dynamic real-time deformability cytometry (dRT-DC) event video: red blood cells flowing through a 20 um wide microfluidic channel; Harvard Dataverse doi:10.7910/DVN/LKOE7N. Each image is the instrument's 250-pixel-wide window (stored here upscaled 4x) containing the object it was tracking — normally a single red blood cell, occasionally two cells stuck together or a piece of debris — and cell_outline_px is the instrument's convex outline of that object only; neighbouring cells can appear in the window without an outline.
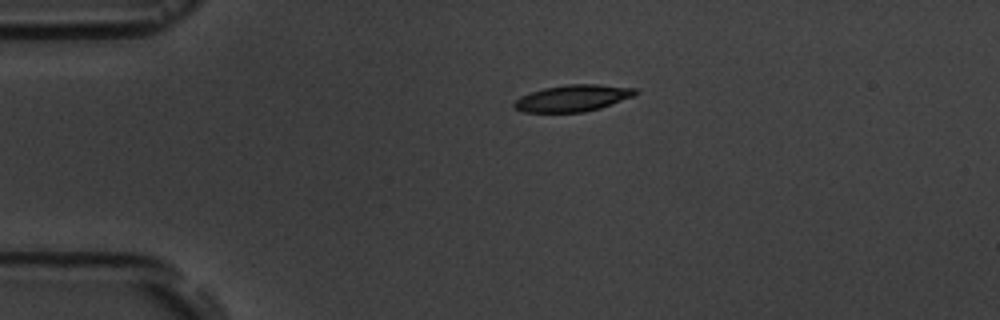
{"species": "common noctule bat (a hibernating species)", "species_latin": "Nyctalus noctula", "temperature_condition": "room temperature", "stored_images_in_passage": 2, "camera_frame_rate_fps": 3000, "um_per_image_px": 0.085, "animal": {"sex": "male", "body_mass_g": 19.5, "forearm_length_mm": 54.6}, "frame": {"image": 1, "passage_image": 1, "time_ms": 0.0, "image_size_px": [1000, 320], "cell_outline_px": [[640, 92], [632, 96], [600, 108], [584, 112], [524, 112], [516, 108], [512, 104], [520, 96], [544, 88], [568, 84], [596, 84], [636, 88]], "centroid_in_image_um": [48.69, 8.34], "position_along_channel_um": 36.3, "area_um2": 18.61}}